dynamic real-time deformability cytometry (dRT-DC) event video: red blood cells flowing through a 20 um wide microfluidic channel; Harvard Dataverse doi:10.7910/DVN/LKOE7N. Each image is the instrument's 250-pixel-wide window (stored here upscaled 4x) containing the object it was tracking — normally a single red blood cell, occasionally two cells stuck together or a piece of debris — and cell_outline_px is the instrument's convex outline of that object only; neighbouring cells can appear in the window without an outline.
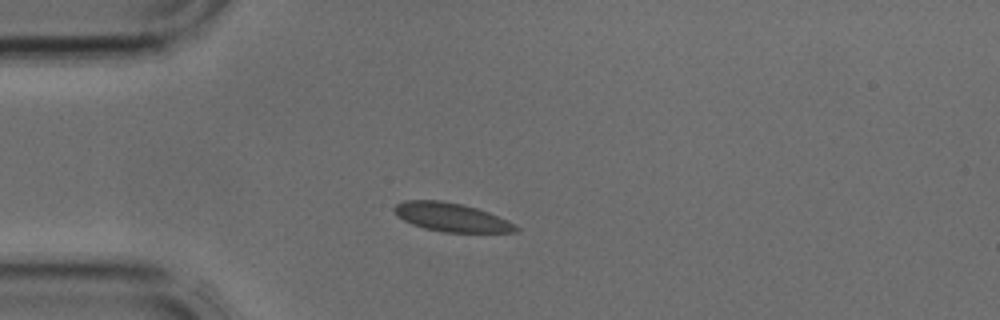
{"species": "common noctule bat (a hibernating species)", "species_latin": "Nyctalus noctula", "temperature_condition": "cold", "stored_images_in_passage": 4, "camera_frame_rate_fps": 3000, "um_per_image_px": 0.085, "animal": {"sex": "male", "body_mass_g": 17.9, "forearm_length_mm": 54.2}, "frame": {"image": 1, "passage_image": 3, "time_ms": 0.667, "image_size_px": [1000, 320], "cell_outline_px": [[520, 228], [516, 232], [444, 232], [424, 228], [412, 224], [404, 220], [392, 208], [396, 204], [404, 200], [440, 200], [460, 204], [476, 208], [488, 212], [508, 220], [516, 224]], "centroid_in_image_um": [38.39, 18.46], "position_along_channel_um": 46.6, "area_um2": 20.11}}
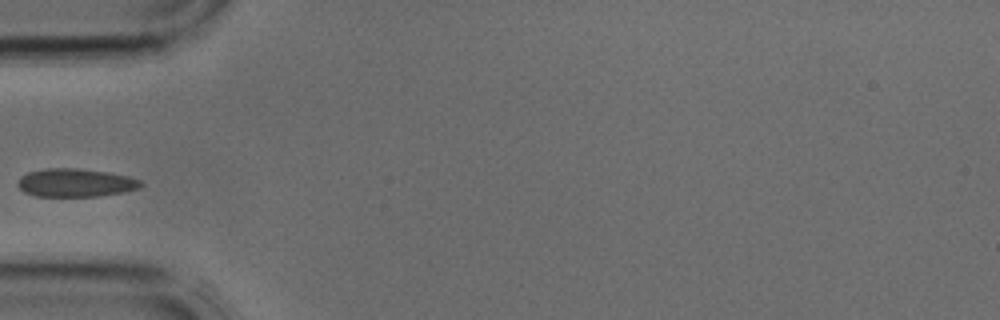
{"frame": {"image": 2, "passage_image": 4, "time_ms": 1.0, "image_size_px": [1000, 320], "cell_outline_px": [[144, 184], [140, 188], [124, 192], [100, 196], [36, 196], [24, 192], [16, 184], [20, 176], [28, 172], [44, 168], [76, 168], [108, 172], [128, 176], [140, 180]], "centroid_in_image_um": [6.42, 15.53], "position_along_channel_um": 78.6, "area_um2": 20.4}}